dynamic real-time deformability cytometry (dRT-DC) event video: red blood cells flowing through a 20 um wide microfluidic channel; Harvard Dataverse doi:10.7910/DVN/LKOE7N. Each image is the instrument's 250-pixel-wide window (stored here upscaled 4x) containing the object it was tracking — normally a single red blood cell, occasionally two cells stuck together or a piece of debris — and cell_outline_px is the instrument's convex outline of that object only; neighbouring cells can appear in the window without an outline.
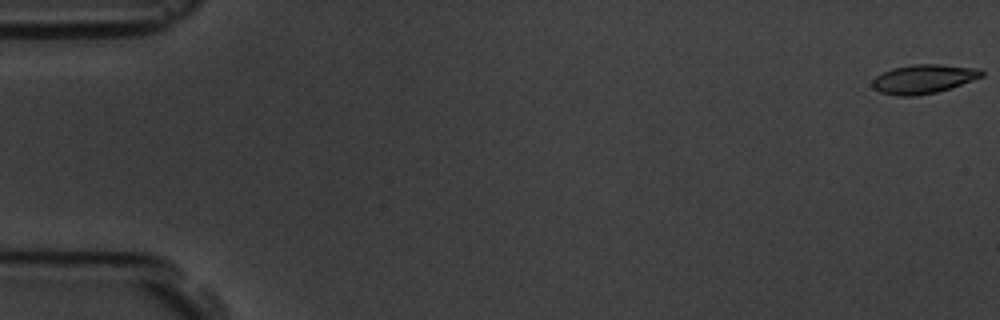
{"species": "common noctule bat (a hibernating species)", "species_latin": "Nyctalus noctula", "temperature_condition": "room temperature", "stored_images_in_passage": 4, "camera_frame_rate_fps": 3000, "um_per_image_px": 0.085, "animal": {"sex": "male", "body_mass_g": 19.5, "forearm_length_mm": 54.6}, "frame": {"image": 1, "passage_image": 1, "time_ms": 0.0, "image_size_px": [1000, 320], "cell_outline_px": [[984, 76], [952, 88], [936, 92], [916, 96], [896, 96], [880, 92], [872, 88], [872, 80], [876, 76], [892, 68], [912, 64], [940, 64], [980, 68], [984, 72]], "centroid_in_image_um": [78.52, 6.71], "position_along_channel_um": 6.5, "area_um2": 18.73}}